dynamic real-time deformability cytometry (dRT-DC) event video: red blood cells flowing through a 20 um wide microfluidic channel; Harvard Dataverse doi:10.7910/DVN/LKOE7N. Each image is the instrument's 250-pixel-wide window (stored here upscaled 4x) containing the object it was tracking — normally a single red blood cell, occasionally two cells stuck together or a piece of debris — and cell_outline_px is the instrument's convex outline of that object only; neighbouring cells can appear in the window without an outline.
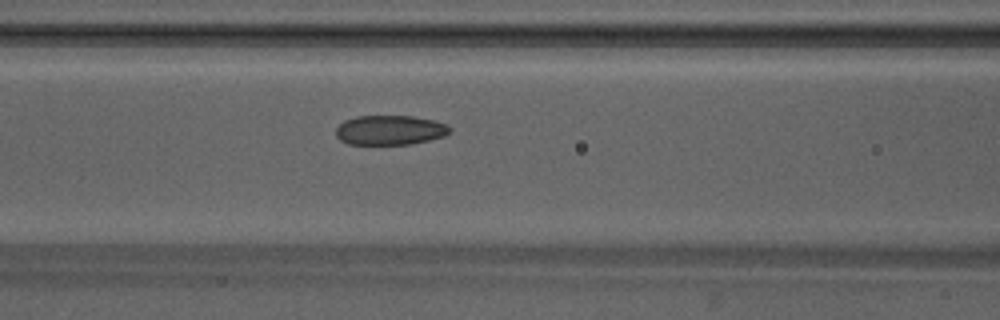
{"species": "Egyptian fruit bat (a non-hibernating species)", "species_latin": "Rousettus aegyptiacus", "temperature_condition": "warm", "stored_images_in_passage": 34, "camera_frame_rate_fps": 3000, "um_per_image_px": 0.085, "animal": {"sex": "male"}, "frame": {"image": 1, "passage_image": 6, "time_ms": 1.667, "image_size_px": [1000, 320], "cell_outline_px": [[452, 128], [444, 136], [412, 144], [348, 144], [340, 140], [336, 136], [336, 128], [344, 120], [356, 116], [412, 116], [432, 120], [448, 124]], "centroid_in_image_um": [33.13, 11.06], "position_along_channel_um": 133.5, "area_um2": 19.65}}
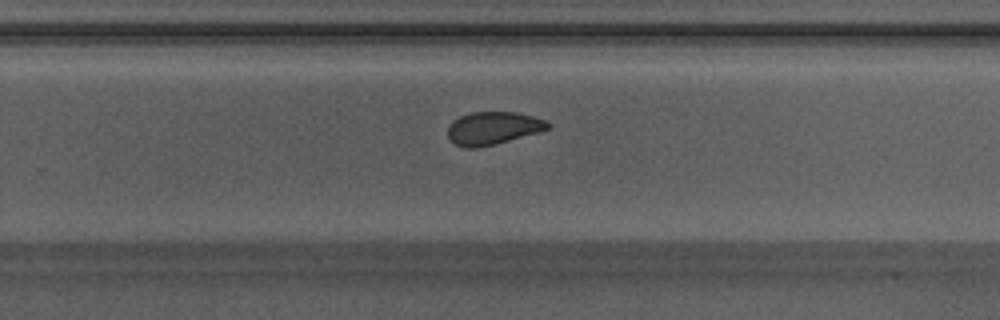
{"frame": {"image": 2, "passage_image": 17, "time_ms": 5.333, "image_size_px": [1000, 320], "cell_outline_px": [[552, 124], [548, 128], [540, 132], [496, 144], [476, 148], [464, 148], [448, 140], [448, 124], [452, 120], [460, 116], [472, 112], [516, 112], [532, 116], [544, 120]], "centroid_in_image_um": [41.87, 10.9], "position_along_channel_um": 287.9, "area_um2": 19.31}}
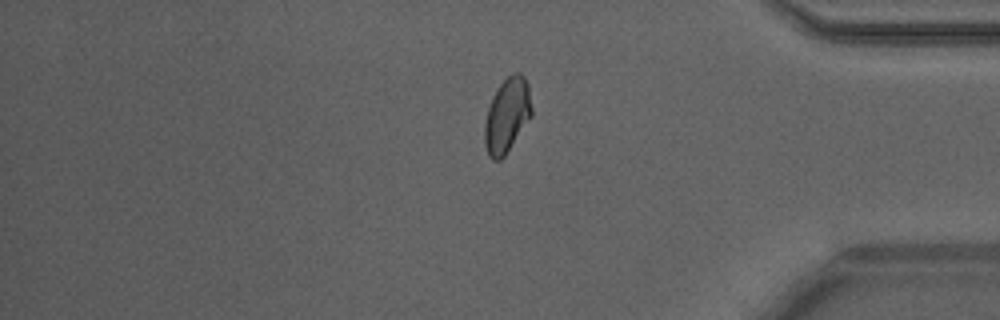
{"frame": {"image": 3, "passage_image": 26, "time_ms": 8.333, "image_size_px": [1000, 320], "cell_outline_px": [[532, 116], [504, 156], [500, 160], [492, 160], [488, 156], [484, 144], [484, 124], [488, 108], [492, 96], [500, 84], [512, 72], [520, 72], [524, 76], [528, 84], [532, 108]], "centroid_in_image_um": [43.09, 9.8], "position_along_channel_um": 392.1, "area_um2": 20.58}, "authors_computed_cell_mechanics": {"area_um2": 19.7676, "velocity_mm_per_s": 4.2247, "shape_relaxation_time_tau1_ms": null, "shape_relaxation_time_tau2_ms": 1.6073, "deformation_change_tau1": null, "deformation_change_tau2": 0.0679}}